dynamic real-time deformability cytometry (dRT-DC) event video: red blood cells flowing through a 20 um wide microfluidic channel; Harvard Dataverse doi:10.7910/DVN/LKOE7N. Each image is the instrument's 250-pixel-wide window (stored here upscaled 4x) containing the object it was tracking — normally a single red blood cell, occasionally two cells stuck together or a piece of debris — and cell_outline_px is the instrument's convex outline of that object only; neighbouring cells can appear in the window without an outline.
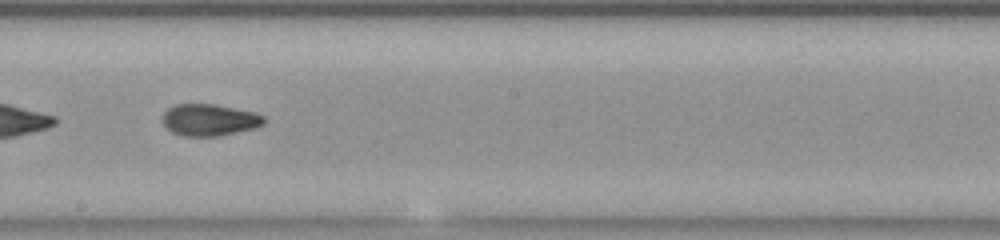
{"species": "common noctule bat (a hibernating species)", "species_latin": "Nyctalus noctula", "temperature_condition": "room temperature", "stored_images_in_passage": 52, "camera_frame_rate_fps": 3000, "um_per_image_px": 0.085, "animal": {"sex": "female", "body_mass_g": 23.0, "forearm_length_mm": 53.4}, "frame": {"image": 1, "passage_image": 29, "time_ms": 9.333, "image_size_px": [1000, 240], "cell_outline_px": [[264, 124], [256, 128], [216, 136], [184, 136], [172, 132], [164, 124], [164, 112], [168, 108], [176, 104], [216, 104], [256, 112], [264, 116]], "centroid_in_image_um": [17.83, 10.18], "position_along_channel_um": 230.4, "area_um2": 18.73}}
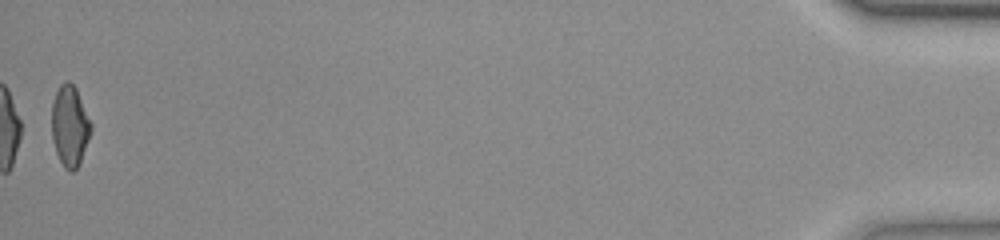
{"frame": {"image": 2, "passage_image": 52, "time_ms": 17.0, "image_size_px": [1000, 240], "cell_outline_px": [[92, 128], [80, 164], [72, 172], [64, 168], [56, 152], [52, 136], [52, 104], [56, 92], [60, 84], [68, 80], [76, 88], [92, 124]], "centroid_in_image_um": [5.94, 10.71], "position_along_channel_um": 429.3, "area_um2": 18.38}, "authors_computed_cell_mechanics": {"area_um2": 18.9295, "velocity_mm_per_s": 3.9043, "shape_relaxation_time_tau1_ms": 9.8334, "shape_relaxation_time_tau2_ms": 2.4565, "deformation_change_tau1": 0.2393, "deformation_change_tau2": 0.0872}}